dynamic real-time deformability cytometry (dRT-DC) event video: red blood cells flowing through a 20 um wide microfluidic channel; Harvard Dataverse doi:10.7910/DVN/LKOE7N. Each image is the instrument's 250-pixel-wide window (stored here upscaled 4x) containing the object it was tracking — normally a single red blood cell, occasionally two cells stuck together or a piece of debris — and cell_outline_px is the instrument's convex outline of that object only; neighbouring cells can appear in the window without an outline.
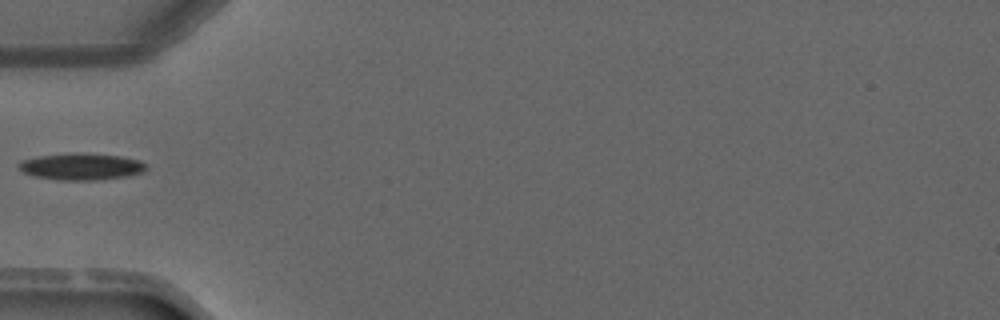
{"species": "common noctule bat (a hibernating species)", "species_latin": "Nyctalus noctula", "temperature_condition": "warm", "stored_images_in_passage": 1, "camera_frame_rate_fps": 3000, "um_per_image_px": 0.085, "animal": {"sex": "male", "forearm_length_mm": 52.5}, "frame": {"image": 1, "passage_image": 1, "time_ms": 0.0, "image_size_px": [1000, 320], "cell_outline_px": [[148, 168], [144, 172], [128, 176], [92, 180], [60, 180], [36, 176], [24, 172], [16, 164], [20, 160], [40, 156], [120, 156], [140, 160], [148, 164]], "centroid_in_image_um": [6.97, 14.21], "position_along_channel_um": 78.0, "area_um2": 18.73}}